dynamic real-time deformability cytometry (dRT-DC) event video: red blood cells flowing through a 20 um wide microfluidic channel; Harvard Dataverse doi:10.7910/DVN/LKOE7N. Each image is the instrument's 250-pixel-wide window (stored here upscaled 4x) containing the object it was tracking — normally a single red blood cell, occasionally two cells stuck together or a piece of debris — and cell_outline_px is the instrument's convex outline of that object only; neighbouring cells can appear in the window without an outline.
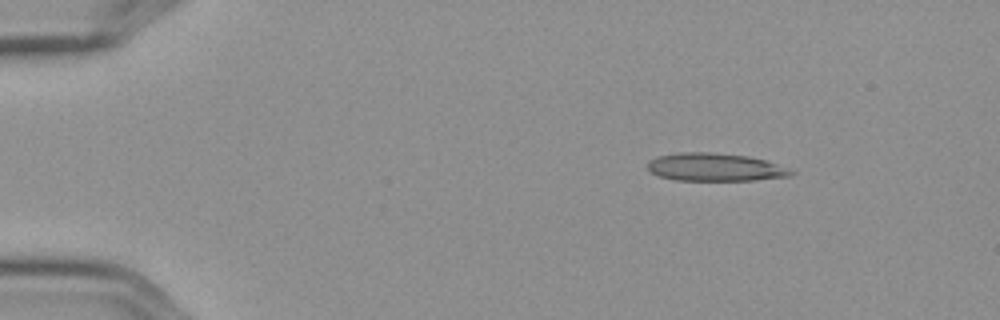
{"species": "Egyptian fruit bat (a non-hibernating species)", "species_latin": "Rousettus aegyptiacus", "temperature_condition": "cold", "stored_images_in_passage": 8, "camera_frame_rate_fps": 3000, "um_per_image_px": 0.085, "frame": {"image": 1, "passage_image": 2, "time_ms": 0.333, "image_size_px": [1000, 320], "cell_outline_px": [[796, 172], [792, 176], [756, 180], [676, 180], [656, 176], [648, 168], [648, 160], [660, 156], [680, 152], [708, 152], [748, 156], [764, 160], [776, 164]], "centroid_in_image_um": [60.77, 14.22], "position_along_channel_um": 24.2, "area_um2": 23.24}}
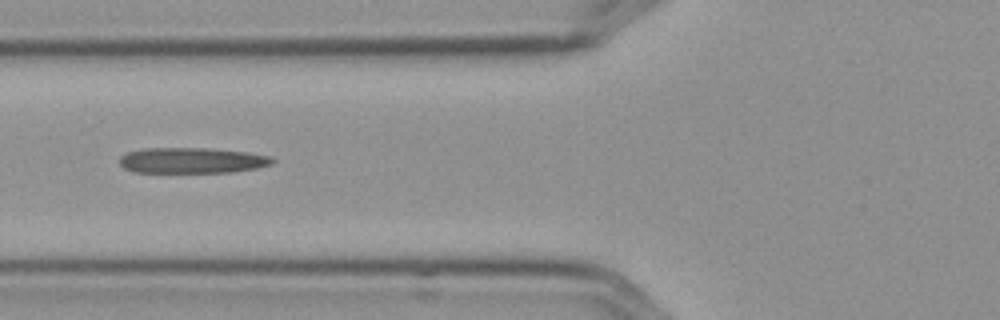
{"frame": {"image": 2, "passage_image": 6, "time_ms": 1.667, "image_size_px": [1000, 320], "cell_outline_px": [[276, 160], [272, 164], [256, 168], [232, 172], [132, 172], [124, 168], [120, 164], [120, 156], [128, 152], [144, 148], [204, 148], [248, 152], [272, 156]], "centroid_in_image_um": [16.33, 13.63], "position_along_channel_um": 109.5, "area_um2": 22.89}}
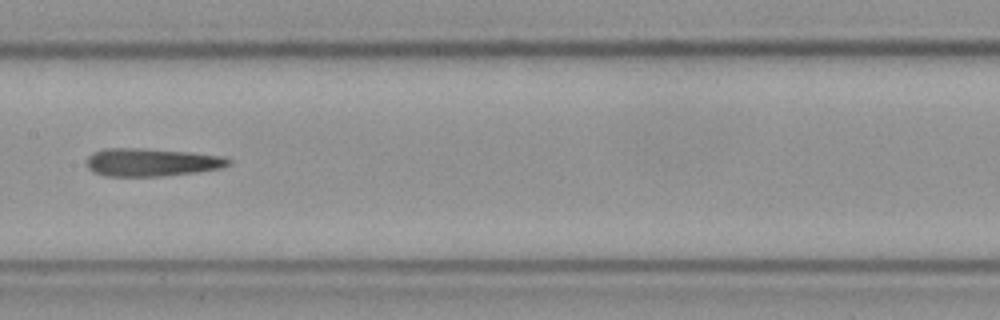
{"frame": {"image": 3, "passage_image": 8, "time_ms": 2.333, "image_size_px": [1000, 320], "cell_outline_px": [[232, 164], [224, 168], [196, 172], [164, 176], [104, 176], [92, 172], [88, 168], [88, 156], [92, 152], [104, 148], [144, 148], [192, 152], [224, 156], [232, 160]], "centroid_in_image_um": [12.93, 13.79], "position_along_channel_um": 194.5, "area_um2": 23.52}}